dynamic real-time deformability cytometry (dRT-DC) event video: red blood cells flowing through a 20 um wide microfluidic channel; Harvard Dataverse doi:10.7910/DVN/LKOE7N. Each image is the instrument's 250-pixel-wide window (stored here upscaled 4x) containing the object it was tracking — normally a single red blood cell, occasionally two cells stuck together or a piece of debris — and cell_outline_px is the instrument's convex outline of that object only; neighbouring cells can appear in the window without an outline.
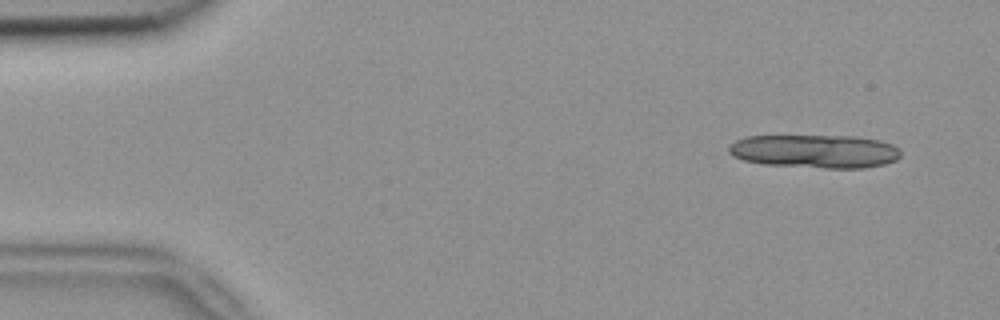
{"species": "common noctule bat (a hibernating species)", "species_latin": "Nyctalus noctula", "temperature_condition": "room temperature", "stored_images_in_passage": 5, "camera_frame_rate_fps": 3000, "um_per_image_px": 0.085, "animal": {"sex": "female", "body_mass_g": 18.4}, "frame": {"image": 1, "passage_image": 1, "time_ms": 0.0, "image_size_px": [1000, 320], "cell_outline_px": [[900, 156], [896, 160], [884, 164], [864, 168], [824, 168], [764, 164], [744, 160], [732, 156], [728, 152], [728, 148], [736, 140], [748, 136], [852, 136], [880, 140], [892, 144], [900, 148]], "centroid_in_image_um": [69.29, 12.86], "position_along_channel_um": 15.7, "area_um2": 33.52}}